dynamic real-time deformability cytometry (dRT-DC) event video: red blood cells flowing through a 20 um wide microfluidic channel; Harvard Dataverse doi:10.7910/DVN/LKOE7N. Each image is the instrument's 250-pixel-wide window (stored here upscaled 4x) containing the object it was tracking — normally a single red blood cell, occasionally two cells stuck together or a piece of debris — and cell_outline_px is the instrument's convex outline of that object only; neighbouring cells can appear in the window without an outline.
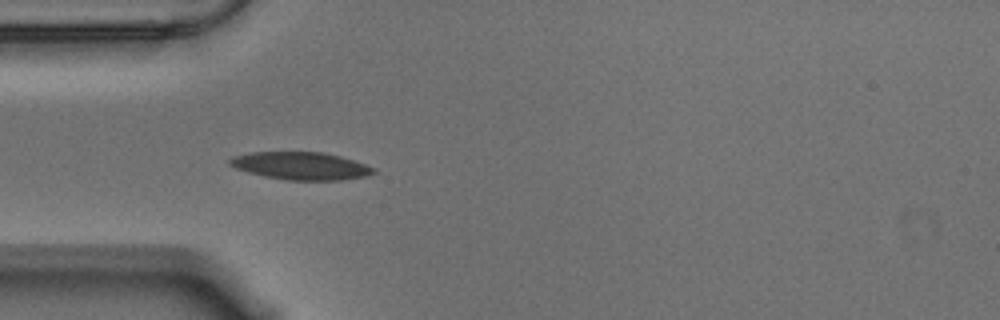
{"species": "Egyptian fruit bat (a non-hibernating species)", "species_latin": "Rousettus aegyptiacus", "temperature_condition": "warm", "stored_images_in_passage": 41, "camera_frame_rate_fps": 3000, "um_per_image_px": 0.085, "animal": {"sex": "male"}, "frame": {"image": 1, "passage_image": 1, "time_ms": 0.0, "image_size_px": [1000, 320], "cell_outline_px": [[376, 172], [364, 176], [340, 180], [284, 180], [264, 176], [248, 172], [236, 168], [228, 164], [228, 160], [232, 156], [252, 152], [324, 152], [340, 156], [376, 168]], "centroid_in_image_um": [25.54, 14.09], "position_along_channel_um": 59.5, "area_um2": 23.12}}
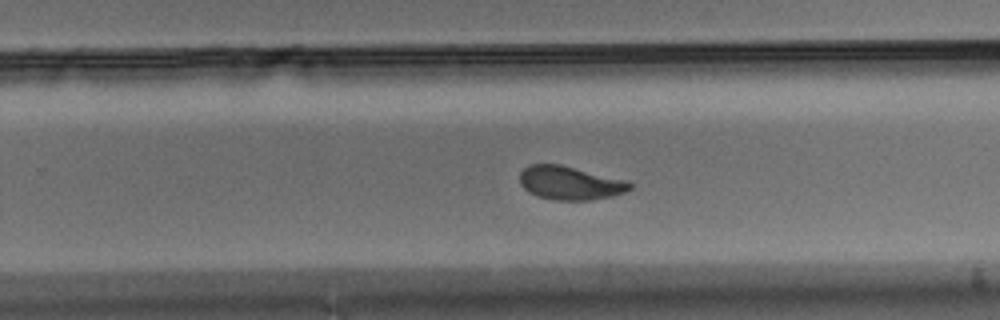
{"frame": {"image": 2, "passage_image": 20, "time_ms": 6.333, "image_size_px": [1000, 320], "cell_outline_px": [[632, 188], [624, 192], [612, 196], [592, 200], [556, 200], [536, 196], [528, 192], [520, 184], [520, 172], [528, 164], [560, 164], [628, 180], [632, 184]], "centroid_in_image_um": [48.45, 15.55], "position_along_channel_um": 281.4, "area_um2": 21.73}}
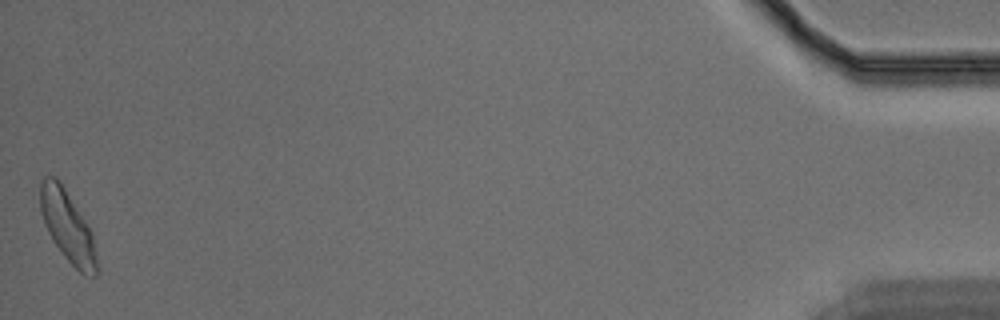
{"frame": {"image": 3, "passage_image": 41, "time_ms": 13.333, "image_size_px": [1000, 320], "cell_outline_px": [[100, 272], [96, 276], [84, 276], [64, 256], [52, 240], [44, 224], [40, 212], [40, 184], [44, 176], [56, 176], [60, 180], [92, 232], [100, 268]], "centroid_in_image_um": [5.77, 19.28], "position_along_channel_um": 429.4, "area_um2": 23.81}, "authors_computed_cell_mechanics": {"area_um2": 22.253, "velocity_mm_per_s": 3.5169, "shape_relaxation_time_tau1_ms": 3.2716, "shape_relaxation_time_tau2_ms": 1.565, "deformation_change_tau1": 0.1446, "deformation_change_tau2": 0.0567}}